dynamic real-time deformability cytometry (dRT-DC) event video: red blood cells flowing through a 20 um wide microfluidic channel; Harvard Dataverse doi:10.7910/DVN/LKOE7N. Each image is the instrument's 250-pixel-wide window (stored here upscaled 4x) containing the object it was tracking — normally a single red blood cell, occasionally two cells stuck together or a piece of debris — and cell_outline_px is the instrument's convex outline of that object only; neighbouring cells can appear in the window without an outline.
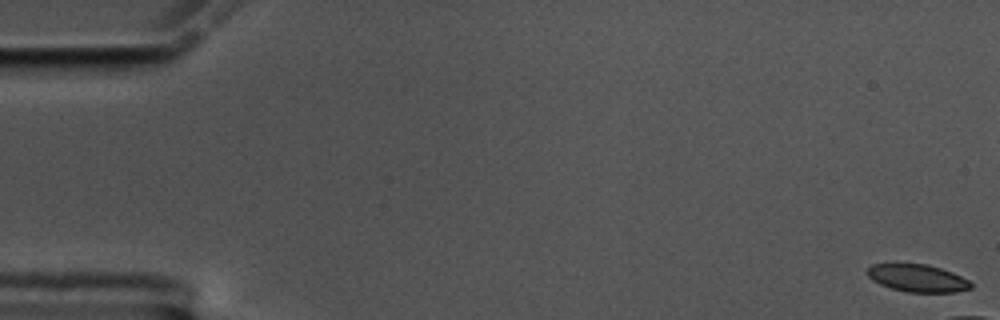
{"species": "common noctule bat (a hibernating species)", "species_latin": "Nyctalus noctula", "temperature_condition": "cold", "stored_images_in_passage": 11, "camera_frame_rate_fps": 3000, "um_per_image_px": 0.085, "animal": {"sex": "male", "body_mass_g": 17.5, "forearm_length_mm": 52.3}, "frame": {"image": 1, "passage_image": 1, "time_ms": 0.0, "image_size_px": [1000, 320], "cell_outline_px": [[972, 288], [956, 292], [908, 292], [892, 288], [880, 284], [872, 280], [868, 276], [868, 268], [872, 264], [896, 260], [928, 264], [952, 272], [968, 280], [972, 284]], "centroid_in_image_um": [77.93, 23.58], "position_along_channel_um": 7.1, "area_um2": 17.22}}